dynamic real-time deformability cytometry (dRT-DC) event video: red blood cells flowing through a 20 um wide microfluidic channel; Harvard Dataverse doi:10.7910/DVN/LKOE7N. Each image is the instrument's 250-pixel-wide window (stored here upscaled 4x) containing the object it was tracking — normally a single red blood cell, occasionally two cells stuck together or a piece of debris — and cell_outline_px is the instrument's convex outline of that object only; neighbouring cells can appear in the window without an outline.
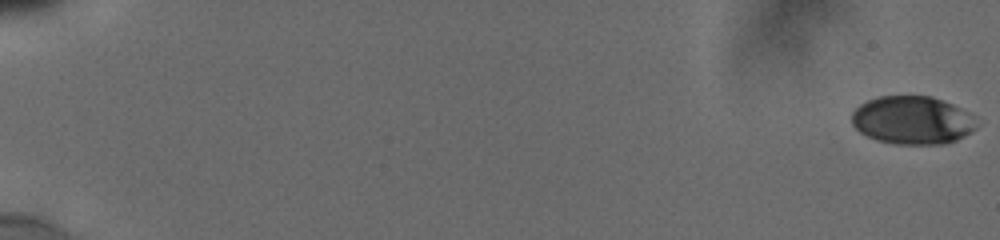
{"species": "human", "species_latin": "Homo sapiens", "temperature_condition": "cold", "stored_images_in_passage": 13, "camera_frame_rate_fps": 3000, "um_per_image_px": 0.085, "donor": {"sex": "male"}, "frame": {"image": 1, "passage_image": 1, "time_ms": 0.0, "image_size_px": [1000, 240], "cell_outline_px": [[976, 128], [972, 132], [956, 140], [944, 144], [896, 144], [880, 140], [868, 136], [860, 132], [852, 124], [852, 112], [860, 104], [868, 100], [880, 96], [932, 96], [944, 100], [968, 112]], "centroid_in_image_um": [77.53, 10.21], "position_along_channel_um": 7.5, "area_um2": 34.74}}
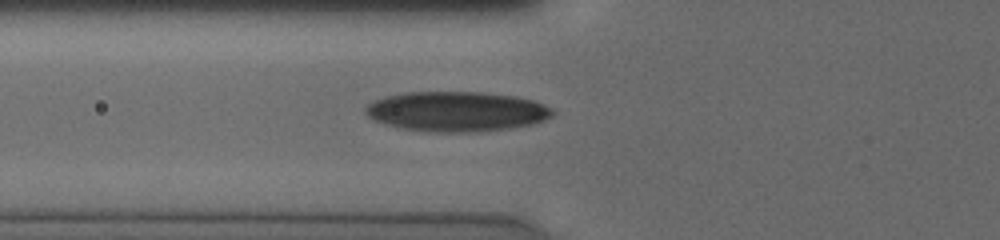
{"frame": {"image": 2, "passage_image": 10, "time_ms": 7.667, "image_size_px": [1000, 240], "cell_outline_px": [[552, 116], [544, 120], [532, 124], [508, 128], [480, 132], [436, 132], [400, 128], [376, 120], [368, 116], [364, 112], [364, 108], [368, 104], [376, 100], [388, 96], [408, 92], [480, 92], [516, 96], [532, 100], [552, 108]], "centroid_in_image_um": [38.82, 9.48], "position_along_channel_um": 87.0, "area_um2": 43.23}}
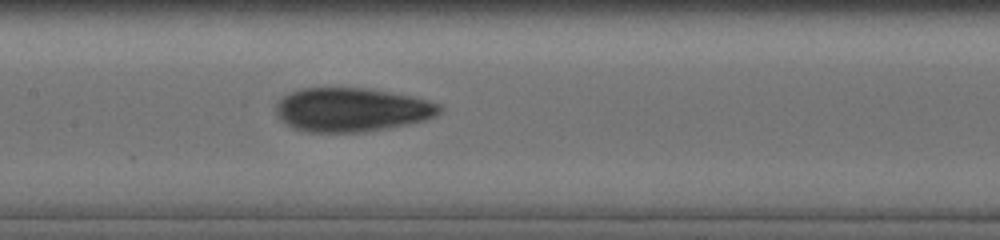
{"frame": {"image": 3, "passage_image": 13, "time_ms": 10.0, "image_size_px": [1000, 240], "cell_outline_px": [[444, 108], [436, 116], [424, 120], [408, 124], [364, 132], [308, 132], [292, 128], [280, 120], [276, 116], [276, 104], [284, 96], [300, 88], [368, 88], [412, 96], [428, 100], [440, 104]], "centroid_in_image_um": [29.9, 9.33], "position_along_channel_um": 177.5, "area_um2": 41.96}}